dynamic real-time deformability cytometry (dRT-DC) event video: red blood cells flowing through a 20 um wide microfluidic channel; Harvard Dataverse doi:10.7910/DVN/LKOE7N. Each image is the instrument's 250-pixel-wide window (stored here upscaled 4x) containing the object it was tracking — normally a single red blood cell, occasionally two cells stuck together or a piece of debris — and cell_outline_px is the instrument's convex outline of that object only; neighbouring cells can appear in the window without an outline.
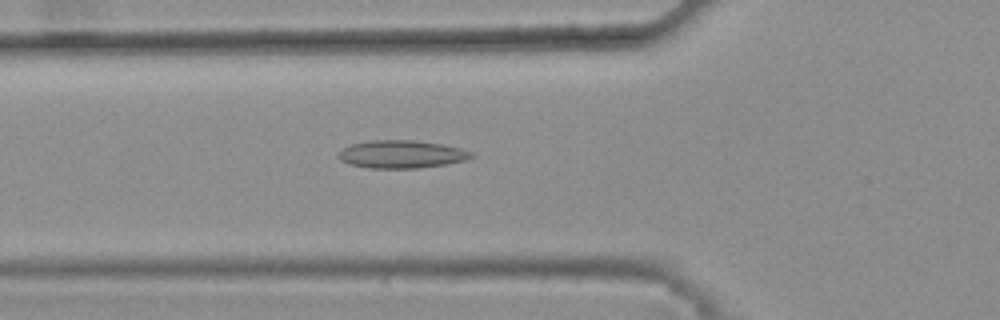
{"species": "common noctule bat (a hibernating species)", "species_latin": "Nyctalus noctula", "temperature_condition": "warm", "stored_images_in_passage": 47, "camera_frame_rate_fps": 3000, "um_per_image_px": 0.085, "animal": {"sex": "female", "body_mass_g": 25.1}, "frame": {"image": 1, "passage_image": 19, "time_ms": 6.0, "image_size_px": [1000, 320], "cell_outline_px": [[476, 156], [464, 160], [448, 164], [420, 168], [368, 168], [348, 164], [340, 160], [336, 156], [344, 148], [352, 144], [372, 140], [412, 140], [440, 144], [460, 148], [472, 152]], "centroid_in_image_um": [34.13, 13.12], "position_along_channel_um": 91.7, "area_um2": 21.56}}
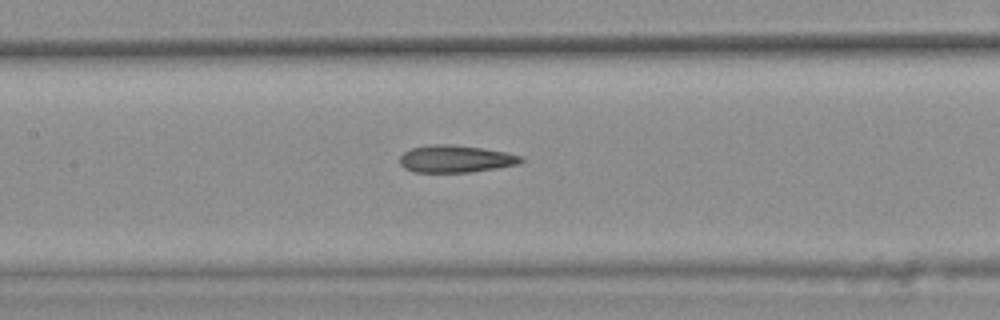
{"frame": {"image": 2, "passage_image": 25, "time_ms": 8.0, "image_size_px": [1000, 320], "cell_outline_px": [[524, 160], [516, 164], [496, 168], [468, 172], [412, 172], [404, 168], [400, 164], [400, 156], [404, 152], [412, 148], [436, 144], [448, 144], [480, 148], [504, 152], [524, 156]], "centroid_in_image_um": [38.7, 13.51], "position_along_channel_um": 168.7, "area_um2": 19.02}}
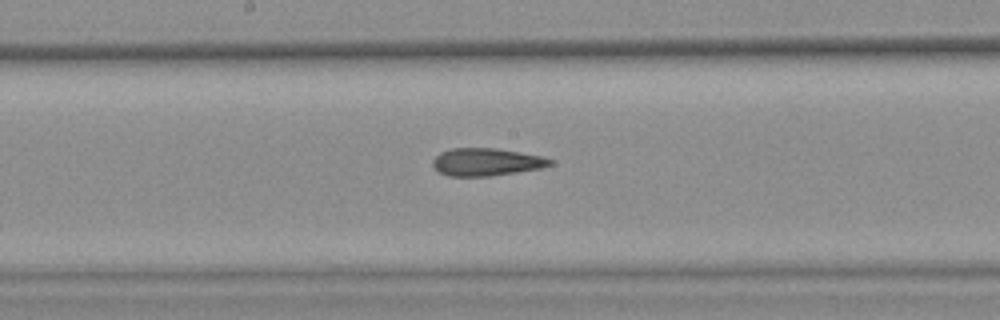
{"frame": {"image": 3, "passage_image": 28, "time_ms": 9.0, "image_size_px": [1000, 320], "cell_outline_px": [[556, 160], [552, 164], [540, 168], [516, 172], [488, 176], [448, 176], [440, 172], [432, 164], [432, 160], [440, 152], [448, 148], [496, 148], [544, 156]], "centroid_in_image_um": [41.36, 13.75], "position_along_channel_um": 206.8, "area_um2": 18.96}, "authors_computed_cell_mechanics": {"area_um2": 19.5364, "velocity_mm_per_s": 3.8304, "shape_relaxation_time_tau1_ms": null, "shape_relaxation_time_tau2_ms": 3.4483, "deformation_change_tau1": null, "deformation_change_tau2": 0.1304}}